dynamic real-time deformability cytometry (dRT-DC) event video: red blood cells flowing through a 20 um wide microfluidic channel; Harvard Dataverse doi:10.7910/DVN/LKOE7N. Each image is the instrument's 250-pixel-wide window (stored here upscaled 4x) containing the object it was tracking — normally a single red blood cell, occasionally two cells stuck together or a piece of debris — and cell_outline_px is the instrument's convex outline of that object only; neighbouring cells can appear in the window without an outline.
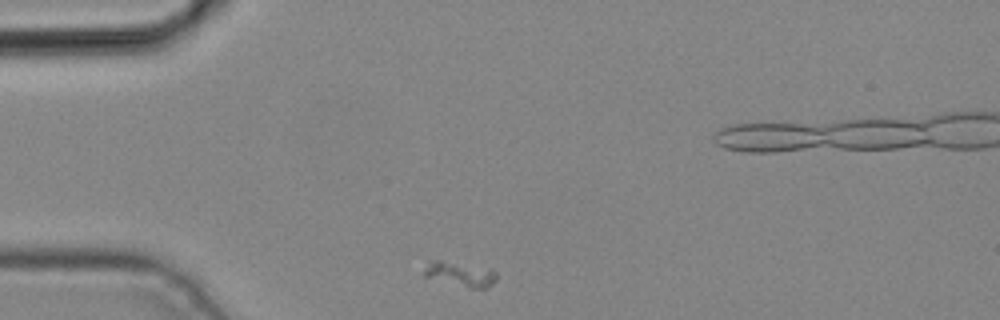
{"species": "common noctule bat (a hibernating species)", "species_latin": "Nyctalus noctula", "temperature_condition": "cold", "stored_images_in_passage": 2, "camera_frame_rate_fps": 3000, "um_per_image_px": 0.085, "animal": {"sex": "male", "body_mass_g": 19.2, "forearm_length_mm": 51.8}, "frame": {"image": 1, "passage_image": 1, "time_ms": 0.0, "image_size_px": [1000, 320], "cell_outline_px": [[496, 280], [488, 288], [468, 288], [424, 276], [424, 272], [432, 260], [440, 260], [492, 268], [496, 272]], "centroid_in_image_um": [39.2, 23.3], "position_along_channel_um": 45.8, "area_um2": 10.29}}